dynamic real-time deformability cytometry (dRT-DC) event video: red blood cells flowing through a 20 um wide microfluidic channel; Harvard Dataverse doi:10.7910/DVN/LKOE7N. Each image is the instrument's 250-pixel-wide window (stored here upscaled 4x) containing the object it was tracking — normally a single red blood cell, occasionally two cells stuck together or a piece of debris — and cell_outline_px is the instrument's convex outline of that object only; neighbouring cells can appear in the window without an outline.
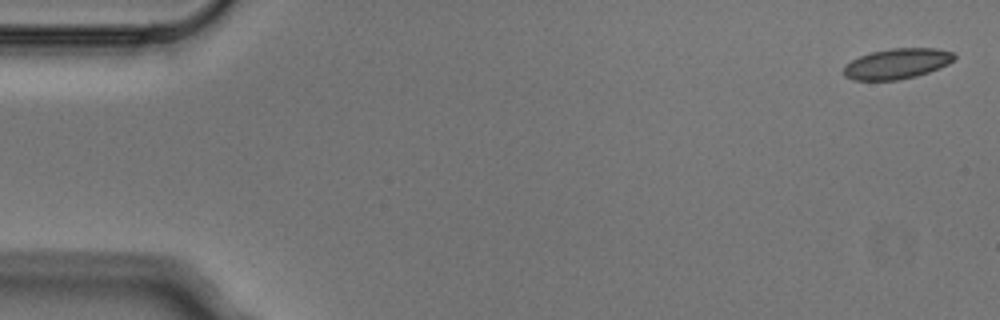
{"species": "Egyptian fruit bat (a non-hibernating species)", "species_latin": "Rousettus aegyptiacus", "temperature_condition": "cold", "stored_images_in_passage": 4, "camera_frame_rate_fps": 3000, "um_per_image_px": 0.085, "animal": {"sex": "male"}, "frame": {"image": 1, "passage_image": 1, "time_ms": 0.0, "image_size_px": [1000, 320], "cell_outline_px": [[956, 56], [948, 64], [940, 68], [916, 76], [896, 80], [852, 80], [844, 76], [844, 64], [860, 56], [872, 52], [892, 48], [936, 48], [952, 52]], "centroid_in_image_um": [76.23, 5.41], "position_along_channel_um": 8.8, "area_um2": 19.54}}
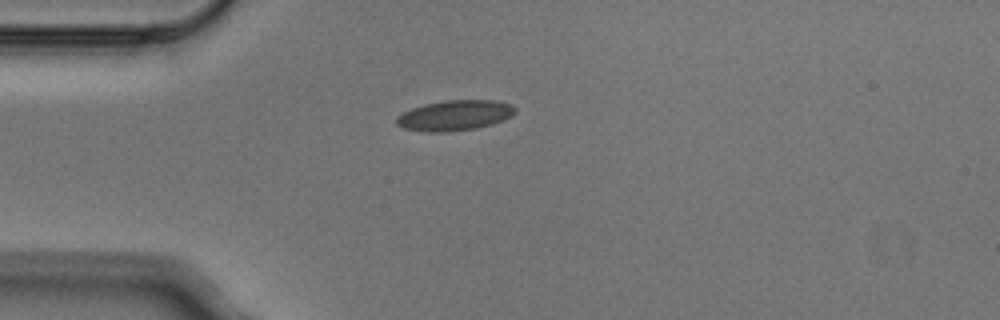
{"frame": {"image": 2, "passage_image": 4, "time_ms": 1.0, "image_size_px": [1000, 320], "cell_outline_px": [[516, 112], [512, 116], [504, 120], [492, 124], [476, 128], [448, 132], [428, 132], [404, 128], [396, 124], [396, 116], [412, 108], [424, 104], [444, 100], [496, 100], [512, 104], [516, 108]], "centroid_in_image_um": [38.68, 9.8], "position_along_channel_um": 46.3, "area_um2": 21.15}}